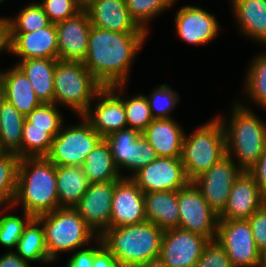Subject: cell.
Listing matches in <instances>:
<instances>
[{"instance_id":"cell-4","label":"cell","mask_w":266,"mask_h":267,"mask_svg":"<svg viewBox=\"0 0 266 267\" xmlns=\"http://www.w3.org/2000/svg\"><path fill=\"white\" fill-rule=\"evenodd\" d=\"M163 233L146 220L108 228L99 238L121 267H139L159 260Z\"/></svg>"},{"instance_id":"cell-19","label":"cell","mask_w":266,"mask_h":267,"mask_svg":"<svg viewBox=\"0 0 266 267\" xmlns=\"http://www.w3.org/2000/svg\"><path fill=\"white\" fill-rule=\"evenodd\" d=\"M84 9L94 27L118 33H147L130 17L126 0H88Z\"/></svg>"},{"instance_id":"cell-43","label":"cell","mask_w":266,"mask_h":267,"mask_svg":"<svg viewBox=\"0 0 266 267\" xmlns=\"http://www.w3.org/2000/svg\"><path fill=\"white\" fill-rule=\"evenodd\" d=\"M194 267H232L224 247L217 239L209 240Z\"/></svg>"},{"instance_id":"cell-53","label":"cell","mask_w":266,"mask_h":267,"mask_svg":"<svg viewBox=\"0 0 266 267\" xmlns=\"http://www.w3.org/2000/svg\"><path fill=\"white\" fill-rule=\"evenodd\" d=\"M6 153V151L3 149L0 143V157L3 156Z\"/></svg>"},{"instance_id":"cell-8","label":"cell","mask_w":266,"mask_h":267,"mask_svg":"<svg viewBox=\"0 0 266 267\" xmlns=\"http://www.w3.org/2000/svg\"><path fill=\"white\" fill-rule=\"evenodd\" d=\"M74 125H62L53 138L49 153L45 156L56 166L82 167L87 155L103 139L83 117Z\"/></svg>"},{"instance_id":"cell-17","label":"cell","mask_w":266,"mask_h":267,"mask_svg":"<svg viewBox=\"0 0 266 267\" xmlns=\"http://www.w3.org/2000/svg\"><path fill=\"white\" fill-rule=\"evenodd\" d=\"M175 15V30L185 43L206 45L219 33V23L213 14L202 7L183 5Z\"/></svg>"},{"instance_id":"cell-50","label":"cell","mask_w":266,"mask_h":267,"mask_svg":"<svg viewBox=\"0 0 266 267\" xmlns=\"http://www.w3.org/2000/svg\"><path fill=\"white\" fill-rule=\"evenodd\" d=\"M6 101V90L2 74L0 73V109Z\"/></svg>"},{"instance_id":"cell-47","label":"cell","mask_w":266,"mask_h":267,"mask_svg":"<svg viewBox=\"0 0 266 267\" xmlns=\"http://www.w3.org/2000/svg\"><path fill=\"white\" fill-rule=\"evenodd\" d=\"M254 177L261 194H266V148L259 160L248 170Z\"/></svg>"},{"instance_id":"cell-16","label":"cell","mask_w":266,"mask_h":267,"mask_svg":"<svg viewBox=\"0 0 266 267\" xmlns=\"http://www.w3.org/2000/svg\"><path fill=\"white\" fill-rule=\"evenodd\" d=\"M146 221L144 192L131 178L115 183L111 204L110 228Z\"/></svg>"},{"instance_id":"cell-34","label":"cell","mask_w":266,"mask_h":267,"mask_svg":"<svg viewBox=\"0 0 266 267\" xmlns=\"http://www.w3.org/2000/svg\"><path fill=\"white\" fill-rule=\"evenodd\" d=\"M176 1L178 0H126V6L133 21L149 34L150 20L172 8Z\"/></svg>"},{"instance_id":"cell-14","label":"cell","mask_w":266,"mask_h":267,"mask_svg":"<svg viewBox=\"0 0 266 267\" xmlns=\"http://www.w3.org/2000/svg\"><path fill=\"white\" fill-rule=\"evenodd\" d=\"M116 181L91 183L74 207L98 237L110 228L111 204Z\"/></svg>"},{"instance_id":"cell-12","label":"cell","mask_w":266,"mask_h":267,"mask_svg":"<svg viewBox=\"0 0 266 267\" xmlns=\"http://www.w3.org/2000/svg\"><path fill=\"white\" fill-rule=\"evenodd\" d=\"M131 179L144 192L178 191L190 180L181 158L158 157L135 173Z\"/></svg>"},{"instance_id":"cell-42","label":"cell","mask_w":266,"mask_h":267,"mask_svg":"<svg viewBox=\"0 0 266 267\" xmlns=\"http://www.w3.org/2000/svg\"><path fill=\"white\" fill-rule=\"evenodd\" d=\"M158 155L149 142L141 135L134 143L130 144L129 151V172L124 178H131L147 164L155 161Z\"/></svg>"},{"instance_id":"cell-6","label":"cell","mask_w":266,"mask_h":267,"mask_svg":"<svg viewBox=\"0 0 266 267\" xmlns=\"http://www.w3.org/2000/svg\"><path fill=\"white\" fill-rule=\"evenodd\" d=\"M186 134L182 142L181 161L187 178L193 181L226 156V136L218 117Z\"/></svg>"},{"instance_id":"cell-54","label":"cell","mask_w":266,"mask_h":267,"mask_svg":"<svg viewBox=\"0 0 266 267\" xmlns=\"http://www.w3.org/2000/svg\"><path fill=\"white\" fill-rule=\"evenodd\" d=\"M263 204L266 206V194L263 196Z\"/></svg>"},{"instance_id":"cell-15","label":"cell","mask_w":266,"mask_h":267,"mask_svg":"<svg viewBox=\"0 0 266 267\" xmlns=\"http://www.w3.org/2000/svg\"><path fill=\"white\" fill-rule=\"evenodd\" d=\"M93 101L83 117L103 138L128 128L123 99L111 87H103Z\"/></svg>"},{"instance_id":"cell-55","label":"cell","mask_w":266,"mask_h":267,"mask_svg":"<svg viewBox=\"0 0 266 267\" xmlns=\"http://www.w3.org/2000/svg\"><path fill=\"white\" fill-rule=\"evenodd\" d=\"M83 4H85L88 0H80Z\"/></svg>"},{"instance_id":"cell-3","label":"cell","mask_w":266,"mask_h":267,"mask_svg":"<svg viewBox=\"0 0 266 267\" xmlns=\"http://www.w3.org/2000/svg\"><path fill=\"white\" fill-rule=\"evenodd\" d=\"M231 110L230 117L217 116L225 130L226 155L248 171L266 148V122L240 100L234 101Z\"/></svg>"},{"instance_id":"cell-31","label":"cell","mask_w":266,"mask_h":267,"mask_svg":"<svg viewBox=\"0 0 266 267\" xmlns=\"http://www.w3.org/2000/svg\"><path fill=\"white\" fill-rule=\"evenodd\" d=\"M110 87L123 99L128 128L142 133L154 119L151 115L146 95L140 93L136 94V96H131L132 98L125 97L123 94L127 84H116Z\"/></svg>"},{"instance_id":"cell-23","label":"cell","mask_w":266,"mask_h":267,"mask_svg":"<svg viewBox=\"0 0 266 267\" xmlns=\"http://www.w3.org/2000/svg\"><path fill=\"white\" fill-rule=\"evenodd\" d=\"M241 34L266 46V0H230Z\"/></svg>"},{"instance_id":"cell-52","label":"cell","mask_w":266,"mask_h":267,"mask_svg":"<svg viewBox=\"0 0 266 267\" xmlns=\"http://www.w3.org/2000/svg\"><path fill=\"white\" fill-rule=\"evenodd\" d=\"M260 267H266V249L261 253Z\"/></svg>"},{"instance_id":"cell-24","label":"cell","mask_w":266,"mask_h":267,"mask_svg":"<svg viewBox=\"0 0 266 267\" xmlns=\"http://www.w3.org/2000/svg\"><path fill=\"white\" fill-rule=\"evenodd\" d=\"M146 220L163 231L179 227L178 191L144 193Z\"/></svg>"},{"instance_id":"cell-45","label":"cell","mask_w":266,"mask_h":267,"mask_svg":"<svg viewBox=\"0 0 266 267\" xmlns=\"http://www.w3.org/2000/svg\"><path fill=\"white\" fill-rule=\"evenodd\" d=\"M95 243L97 245H94L93 267H121L100 238Z\"/></svg>"},{"instance_id":"cell-10","label":"cell","mask_w":266,"mask_h":267,"mask_svg":"<svg viewBox=\"0 0 266 267\" xmlns=\"http://www.w3.org/2000/svg\"><path fill=\"white\" fill-rule=\"evenodd\" d=\"M216 239L224 247L232 267H260L261 252L247 219L219 220Z\"/></svg>"},{"instance_id":"cell-33","label":"cell","mask_w":266,"mask_h":267,"mask_svg":"<svg viewBox=\"0 0 266 267\" xmlns=\"http://www.w3.org/2000/svg\"><path fill=\"white\" fill-rule=\"evenodd\" d=\"M11 209H14L12 205L0 207V245L6 247V250L14 251L25 226L33 217L25 211L21 214L23 217L10 213Z\"/></svg>"},{"instance_id":"cell-51","label":"cell","mask_w":266,"mask_h":267,"mask_svg":"<svg viewBox=\"0 0 266 267\" xmlns=\"http://www.w3.org/2000/svg\"><path fill=\"white\" fill-rule=\"evenodd\" d=\"M139 267H167V266H164V265L158 260V261L149 262V263L144 264V265L139 266Z\"/></svg>"},{"instance_id":"cell-5","label":"cell","mask_w":266,"mask_h":267,"mask_svg":"<svg viewBox=\"0 0 266 267\" xmlns=\"http://www.w3.org/2000/svg\"><path fill=\"white\" fill-rule=\"evenodd\" d=\"M36 218L44 228L46 249L53 262L60 253L94 245L93 242L99 238L75 208L59 207Z\"/></svg>"},{"instance_id":"cell-29","label":"cell","mask_w":266,"mask_h":267,"mask_svg":"<svg viewBox=\"0 0 266 267\" xmlns=\"http://www.w3.org/2000/svg\"><path fill=\"white\" fill-rule=\"evenodd\" d=\"M14 251L29 264L30 262L53 263L46 249L44 228L36 217L25 226Z\"/></svg>"},{"instance_id":"cell-28","label":"cell","mask_w":266,"mask_h":267,"mask_svg":"<svg viewBox=\"0 0 266 267\" xmlns=\"http://www.w3.org/2000/svg\"><path fill=\"white\" fill-rule=\"evenodd\" d=\"M83 170L91 183L119 180L122 178L109 147L103 138L87 155Z\"/></svg>"},{"instance_id":"cell-30","label":"cell","mask_w":266,"mask_h":267,"mask_svg":"<svg viewBox=\"0 0 266 267\" xmlns=\"http://www.w3.org/2000/svg\"><path fill=\"white\" fill-rule=\"evenodd\" d=\"M26 116L10 102H4L0 109V143L6 152L21 158V141Z\"/></svg>"},{"instance_id":"cell-2","label":"cell","mask_w":266,"mask_h":267,"mask_svg":"<svg viewBox=\"0 0 266 267\" xmlns=\"http://www.w3.org/2000/svg\"><path fill=\"white\" fill-rule=\"evenodd\" d=\"M32 217L50 213L59 208L56 165L46 157L20 158L17 188L12 206Z\"/></svg>"},{"instance_id":"cell-37","label":"cell","mask_w":266,"mask_h":267,"mask_svg":"<svg viewBox=\"0 0 266 267\" xmlns=\"http://www.w3.org/2000/svg\"><path fill=\"white\" fill-rule=\"evenodd\" d=\"M52 140L47 129L30 128V122L26 119L22 132L21 158L45 157L50 151Z\"/></svg>"},{"instance_id":"cell-48","label":"cell","mask_w":266,"mask_h":267,"mask_svg":"<svg viewBox=\"0 0 266 267\" xmlns=\"http://www.w3.org/2000/svg\"><path fill=\"white\" fill-rule=\"evenodd\" d=\"M11 52V30L10 18L0 17V53L2 51Z\"/></svg>"},{"instance_id":"cell-39","label":"cell","mask_w":266,"mask_h":267,"mask_svg":"<svg viewBox=\"0 0 266 267\" xmlns=\"http://www.w3.org/2000/svg\"><path fill=\"white\" fill-rule=\"evenodd\" d=\"M50 24L51 21L37 1L26 4L16 17L10 18L11 32H33Z\"/></svg>"},{"instance_id":"cell-36","label":"cell","mask_w":266,"mask_h":267,"mask_svg":"<svg viewBox=\"0 0 266 267\" xmlns=\"http://www.w3.org/2000/svg\"><path fill=\"white\" fill-rule=\"evenodd\" d=\"M141 135L142 133L138 130L125 128L112 132L104 138L109 144L114 163L123 178L124 175L121 172L126 169L129 171L130 144L134 143Z\"/></svg>"},{"instance_id":"cell-46","label":"cell","mask_w":266,"mask_h":267,"mask_svg":"<svg viewBox=\"0 0 266 267\" xmlns=\"http://www.w3.org/2000/svg\"><path fill=\"white\" fill-rule=\"evenodd\" d=\"M94 247L89 245L69 257L66 267H93Z\"/></svg>"},{"instance_id":"cell-7","label":"cell","mask_w":266,"mask_h":267,"mask_svg":"<svg viewBox=\"0 0 266 267\" xmlns=\"http://www.w3.org/2000/svg\"><path fill=\"white\" fill-rule=\"evenodd\" d=\"M103 87L82 62L57 61L54 71V103L57 106H67L77 116H83Z\"/></svg>"},{"instance_id":"cell-21","label":"cell","mask_w":266,"mask_h":267,"mask_svg":"<svg viewBox=\"0 0 266 267\" xmlns=\"http://www.w3.org/2000/svg\"><path fill=\"white\" fill-rule=\"evenodd\" d=\"M262 205L263 195L254 177L248 171H243L233 183L219 220L248 219Z\"/></svg>"},{"instance_id":"cell-40","label":"cell","mask_w":266,"mask_h":267,"mask_svg":"<svg viewBox=\"0 0 266 267\" xmlns=\"http://www.w3.org/2000/svg\"><path fill=\"white\" fill-rule=\"evenodd\" d=\"M146 99L154 119L174 118L171 116V112L178 104L180 94L164 83L155 87L153 92L146 96Z\"/></svg>"},{"instance_id":"cell-1","label":"cell","mask_w":266,"mask_h":267,"mask_svg":"<svg viewBox=\"0 0 266 267\" xmlns=\"http://www.w3.org/2000/svg\"><path fill=\"white\" fill-rule=\"evenodd\" d=\"M148 35L118 33L92 26L87 55L82 63L104 87L128 84L132 63Z\"/></svg>"},{"instance_id":"cell-22","label":"cell","mask_w":266,"mask_h":267,"mask_svg":"<svg viewBox=\"0 0 266 267\" xmlns=\"http://www.w3.org/2000/svg\"><path fill=\"white\" fill-rule=\"evenodd\" d=\"M185 130L173 118L153 119L142 132L158 157L181 158Z\"/></svg>"},{"instance_id":"cell-32","label":"cell","mask_w":266,"mask_h":267,"mask_svg":"<svg viewBox=\"0 0 266 267\" xmlns=\"http://www.w3.org/2000/svg\"><path fill=\"white\" fill-rule=\"evenodd\" d=\"M244 90L248 99L266 110V50L254 56L247 68Z\"/></svg>"},{"instance_id":"cell-38","label":"cell","mask_w":266,"mask_h":267,"mask_svg":"<svg viewBox=\"0 0 266 267\" xmlns=\"http://www.w3.org/2000/svg\"><path fill=\"white\" fill-rule=\"evenodd\" d=\"M26 119L30 122V128L47 129L52 138L60 132L64 124V116L55 103H41Z\"/></svg>"},{"instance_id":"cell-13","label":"cell","mask_w":266,"mask_h":267,"mask_svg":"<svg viewBox=\"0 0 266 267\" xmlns=\"http://www.w3.org/2000/svg\"><path fill=\"white\" fill-rule=\"evenodd\" d=\"M208 241L180 228L164 231L159 261L167 267H194Z\"/></svg>"},{"instance_id":"cell-18","label":"cell","mask_w":266,"mask_h":267,"mask_svg":"<svg viewBox=\"0 0 266 267\" xmlns=\"http://www.w3.org/2000/svg\"><path fill=\"white\" fill-rule=\"evenodd\" d=\"M92 24L83 8L76 15L56 24L58 59L83 62L88 51V36Z\"/></svg>"},{"instance_id":"cell-27","label":"cell","mask_w":266,"mask_h":267,"mask_svg":"<svg viewBox=\"0 0 266 267\" xmlns=\"http://www.w3.org/2000/svg\"><path fill=\"white\" fill-rule=\"evenodd\" d=\"M56 179L59 207L74 208L91 184L78 166H56Z\"/></svg>"},{"instance_id":"cell-11","label":"cell","mask_w":266,"mask_h":267,"mask_svg":"<svg viewBox=\"0 0 266 267\" xmlns=\"http://www.w3.org/2000/svg\"><path fill=\"white\" fill-rule=\"evenodd\" d=\"M242 172L236 162L226 155L193 182L208 205L219 215L226 207L234 181Z\"/></svg>"},{"instance_id":"cell-35","label":"cell","mask_w":266,"mask_h":267,"mask_svg":"<svg viewBox=\"0 0 266 267\" xmlns=\"http://www.w3.org/2000/svg\"><path fill=\"white\" fill-rule=\"evenodd\" d=\"M20 158L10 152L0 157V205L11 206L14 202Z\"/></svg>"},{"instance_id":"cell-20","label":"cell","mask_w":266,"mask_h":267,"mask_svg":"<svg viewBox=\"0 0 266 267\" xmlns=\"http://www.w3.org/2000/svg\"><path fill=\"white\" fill-rule=\"evenodd\" d=\"M11 54L18 60L36 58L58 59L56 24L33 32H11Z\"/></svg>"},{"instance_id":"cell-26","label":"cell","mask_w":266,"mask_h":267,"mask_svg":"<svg viewBox=\"0 0 266 267\" xmlns=\"http://www.w3.org/2000/svg\"><path fill=\"white\" fill-rule=\"evenodd\" d=\"M6 90V100L20 113L27 116L41 104L37 98L30 81L16 66L1 71Z\"/></svg>"},{"instance_id":"cell-9","label":"cell","mask_w":266,"mask_h":267,"mask_svg":"<svg viewBox=\"0 0 266 267\" xmlns=\"http://www.w3.org/2000/svg\"><path fill=\"white\" fill-rule=\"evenodd\" d=\"M179 227L216 239L219 215L208 205L200 189L190 181L178 190Z\"/></svg>"},{"instance_id":"cell-41","label":"cell","mask_w":266,"mask_h":267,"mask_svg":"<svg viewBox=\"0 0 266 267\" xmlns=\"http://www.w3.org/2000/svg\"><path fill=\"white\" fill-rule=\"evenodd\" d=\"M38 3L53 24L76 15L84 8L80 0H42Z\"/></svg>"},{"instance_id":"cell-44","label":"cell","mask_w":266,"mask_h":267,"mask_svg":"<svg viewBox=\"0 0 266 267\" xmlns=\"http://www.w3.org/2000/svg\"><path fill=\"white\" fill-rule=\"evenodd\" d=\"M257 249H266V206L263 204L248 219Z\"/></svg>"},{"instance_id":"cell-25","label":"cell","mask_w":266,"mask_h":267,"mask_svg":"<svg viewBox=\"0 0 266 267\" xmlns=\"http://www.w3.org/2000/svg\"><path fill=\"white\" fill-rule=\"evenodd\" d=\"M58 60L36 58L15 63L30 81L41 103H54V71Z\"/></svg>"},{"instance_id":"cell-49","label":"cell","mask_w":266,"mask_h":267,"mask_svg":"<svg viewBox=\"0 0 266 267\" xmlns=\"http://www.w3.org/2000/svg\"><path fill=\"white\" fill-rule=\"evenodd\" d=\"M0 267H30L15 251H9L0 257Z\"/></svg>"}]
</instances>
